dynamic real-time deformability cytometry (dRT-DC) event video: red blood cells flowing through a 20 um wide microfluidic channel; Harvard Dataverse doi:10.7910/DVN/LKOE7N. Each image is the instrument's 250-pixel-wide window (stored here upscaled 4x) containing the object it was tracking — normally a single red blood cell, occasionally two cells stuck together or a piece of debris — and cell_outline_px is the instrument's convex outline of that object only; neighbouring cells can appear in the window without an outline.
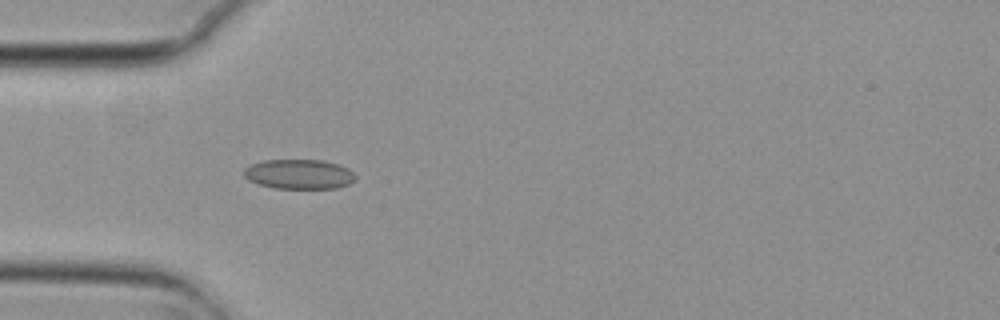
{"species": "common noctule bat (a hibernating species)", "species_latin": "Nyctalus noctula", "temperature_condition": "cold", "stored_images_in_passage": 29, "camera_frame_rate_fps": 3000, "um_per_image_px": 0.085, "animal": {"sex": "female", "body_mass_g": 29.2, "forearm_length_mm": 56.3}, "frame": {"image": 1, "passage_image": 6, "time_ms": 1.667, "image_size_px": [1000, 320], "cell_outline_px": [[356, 180], [348, 184], [336, 188], [272, 188], [248, 180], [244, 176], [244, 168], [252, 164], [264, 160], [324, 160], [348, 168], [356, 176]], "centroid_in_image_um": [25.42, 14.8], "position_along_channel_um": 59.6, "area_um2": 19.25}}
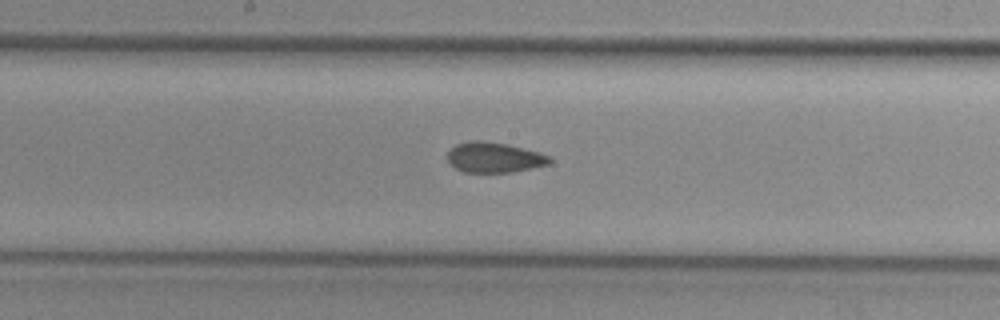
{"frame": {"image": 2, "passage_image": 18, "time_ms": 5.667, "image_size_px": [1000, 320], "cell_outline_px": [[552, 160], [548, 164], [532, 168], [512, 172], [464, 172], [456, 168], [448, 160], [448, 152], [456, 144], [468, 140], [480, 140], [508, 144], [540, 152], [552, 156]], "centroid_in_image_um": [42.04, 13.37], "position_along_channel_um": 206.2, "area_um2": 18.09}}
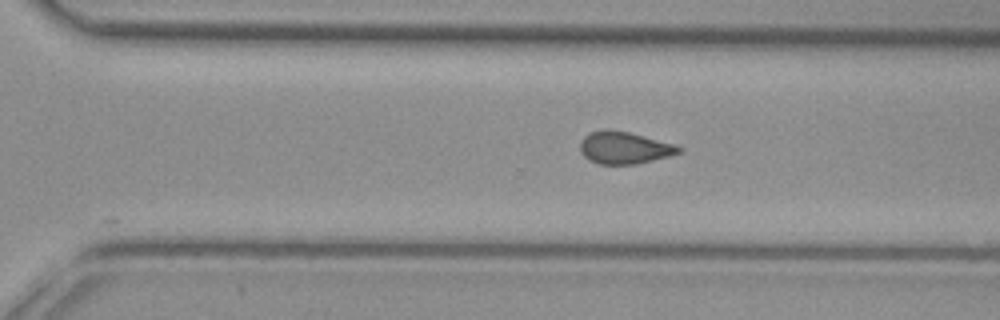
{"frame": {"image": 3, "passage_image": 27, "time_ms": 8.667, "image_size_px": [1000, 320], "cell_outline_px": [[684, 148], [680, 152], [668, 156], [636, 164], [600, 164], [588, 160], [580, 152], [580, 140], [588, 132], [604, 128], [608, 128], [628, 132], [676, 144]], "centroid_in_image_um": [53.03, 12.54], "position_along_channel_um": 317.6, "area_um2": 18.73}}